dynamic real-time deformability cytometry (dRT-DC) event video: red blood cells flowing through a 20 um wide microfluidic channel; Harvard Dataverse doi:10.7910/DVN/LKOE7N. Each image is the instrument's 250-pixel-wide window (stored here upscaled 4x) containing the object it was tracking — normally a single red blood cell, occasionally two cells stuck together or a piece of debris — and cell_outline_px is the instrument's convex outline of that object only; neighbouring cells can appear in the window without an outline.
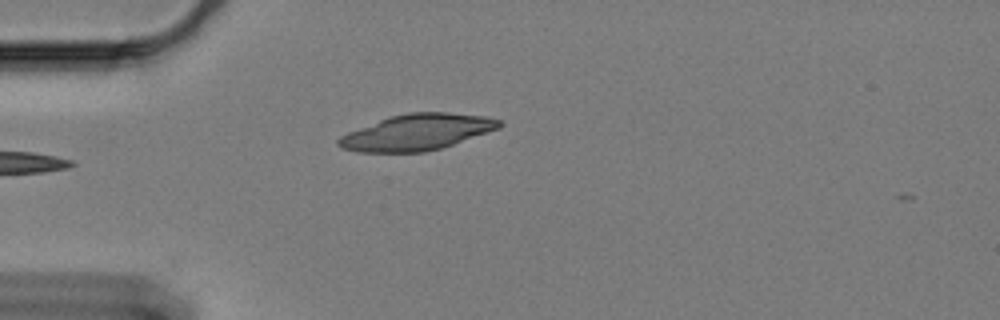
{"species": "Egyptian fruit bat (a non-hibernating species)", "species_latin": "Rousettus aegyptiacus", "temperature_condition": "cold", "stored_images_in_passage": 5, "camera_frame_rate_fps": 3000, "um_per_image_px": 0.085, "animal": {"sex": "female"}, "frame": {"image": 1, "passage_image": 1, "time_ms": 0.0, "image_size_px": [1000, 320], "cell_outline_px": [[504, 124], [500, 128], [440, 148], [424, 152], [356, 152], [344, 148], [336, 144], [336, 140], [340, 136], [348, 132], [388, 116], [408, 112], [448, 112], [484, 116], [500, 120]], "centroid_in_image_um": [35.42, 11.23], "position_along_channel_um": 49.6, "area_um2": 33.7}}